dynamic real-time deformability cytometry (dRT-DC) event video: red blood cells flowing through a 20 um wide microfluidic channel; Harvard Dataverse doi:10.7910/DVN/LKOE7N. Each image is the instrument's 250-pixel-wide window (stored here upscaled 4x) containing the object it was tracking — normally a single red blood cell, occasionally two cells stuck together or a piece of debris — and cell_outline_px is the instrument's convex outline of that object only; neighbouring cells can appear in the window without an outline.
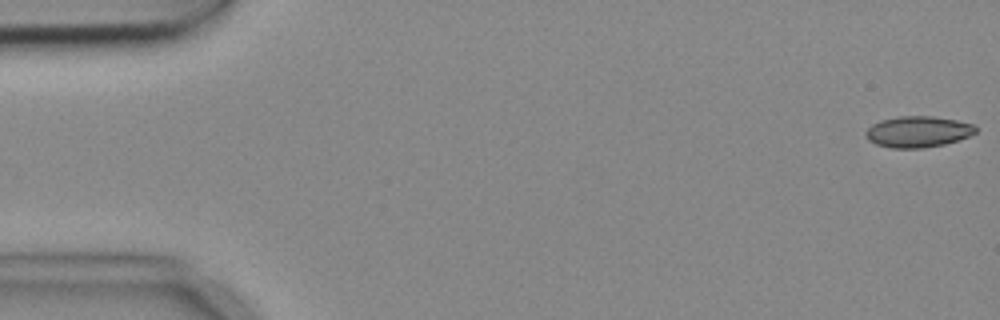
{"species": "common noctule bat (a hibernating species)", "species_latin": "Nyctalus noctula", "temperature_condition": "cold", "stored_images_in_passage": 5, "camera_frame_rate_fps": 3000, "um_per_image_px": 0.085, "animal": {"sex": "female", "body_mass_g": 18.4}, "frame": {"image": 1, "passage_image": 1, "time_ms": 0.0, "image_size_px": [1000, 320], "cell_outline_px": [[976, 132], [968, 136], [944, 144], [924, 148], [892, 148], [876, 144], [868, 140], [864, 136], [864, 132], [872, 124], [880, 120], [900, 116], [932, 116], [956, 120], [976, 124]], "centroid_in_image_um": [78.0, 11.19], "position_along_channel_um": 7.0, "area_um2": 20.0}}
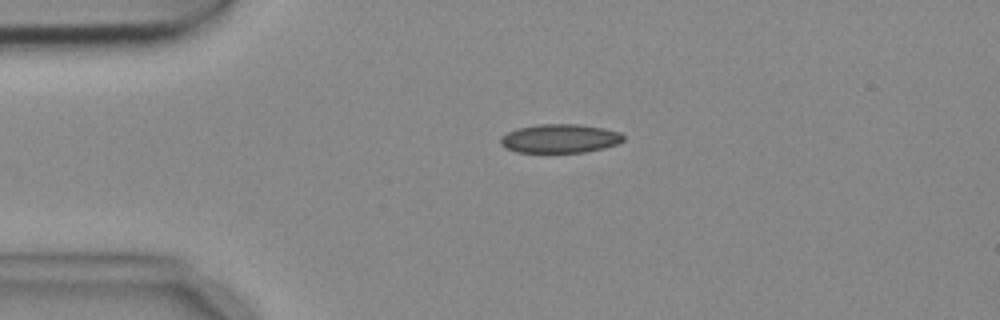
{"frame": {"image": 2, "passage_image": 4, "time_ms": 1.0, "image_size_px": [1000, 320], "cell_outline_px": [[624, 140], [616, 144], [604, 148], [584, 152], [516, 152], [500, 144], [500, 136], [516, 128], [536, 124], [580, 124], [604, 128], [620, 132], [624, 136]], "centroid_in_image_um": [47.59, 11.76], "position_along_channel_um": 37.4, "area_um2": 20.69}}